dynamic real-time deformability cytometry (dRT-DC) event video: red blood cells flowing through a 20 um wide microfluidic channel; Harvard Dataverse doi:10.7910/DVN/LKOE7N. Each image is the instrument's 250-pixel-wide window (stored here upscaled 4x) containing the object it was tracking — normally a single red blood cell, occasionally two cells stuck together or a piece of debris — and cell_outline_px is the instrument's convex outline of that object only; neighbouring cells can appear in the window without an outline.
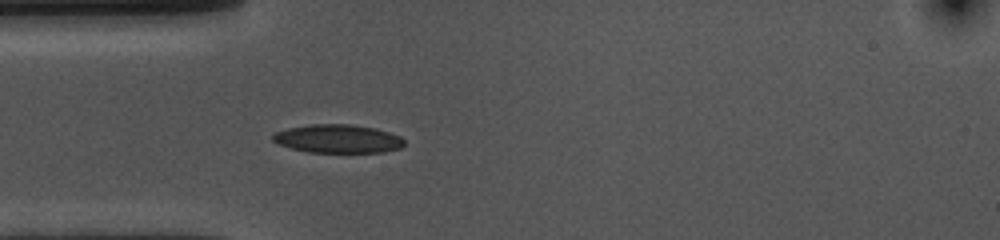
{"species": "common noctule bat (a hibernating species)", "species_latin": "Nyctalus noctula", "temperature_condition": "cold", "stored_images_in_passage": 9, "camera_frame_rate_fps": 3000, "um_per_image_px": 0.085, "animal": {"sex": "female", "body_mass_g": 10.0, "forearm_length_mm": 53.1}, "frame": {"image": 1, "passage_image": 6, "time_ms": 1.667, "image_size_px": [1000, 240], "cell_outline_px": [[404, 144], [400, 148], [384, 152], [308, 152], [292, 148], [280, 144], [272, 140], [272, 136], [276, 132], [288, 128], [312, 124], [352, 124], [376, 128], [400, 136], [404, 140]], "centroid_in_image_um": [28.74, 11.79], "position_along_channel_um": 56.3, "area_um2": 21.68}}